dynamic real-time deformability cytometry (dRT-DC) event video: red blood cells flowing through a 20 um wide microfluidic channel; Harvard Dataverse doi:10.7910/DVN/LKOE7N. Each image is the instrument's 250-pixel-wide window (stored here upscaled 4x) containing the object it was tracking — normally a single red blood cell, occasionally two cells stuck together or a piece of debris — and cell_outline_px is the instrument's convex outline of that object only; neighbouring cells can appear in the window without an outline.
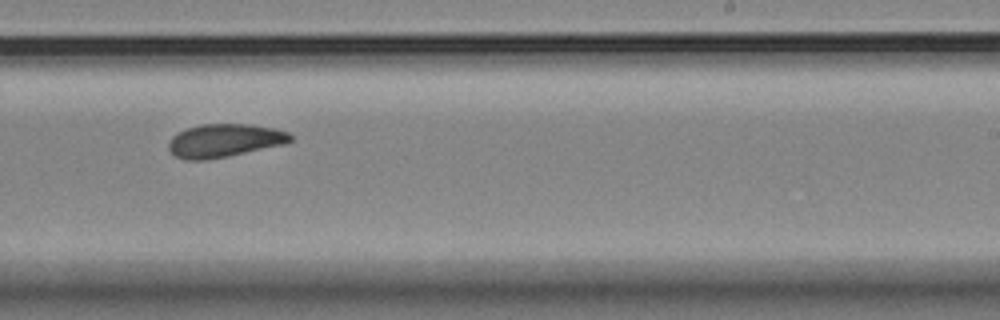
{"species": "Egyptian fruit bat (a non-hibernating species)", "species_latin": "Rousettus aegyptiacus", "temperature_condition": "room temperature", "stored_images_in_passage": 8, "camera_frame_rate_fps": 3000, "um_per_image_px": 0.085, "animal": {"sex": "female"}, "frame": {"image": 1, "passage_image": 8, "time_ms": 2.333, "image_size_px": [1000, 320], "cell_outline_px": [[292, 140], [284, 144], [228, 156], [204, 160], [184, 160], [176, 156], [168, 148], [168, 140], [176, 132], [200, 124], [252, 124], [276, 128], [288, 132], [292, 136]], "centroid_in_image_um": [19.06, 11.94], "position_along_channel_um": 269.9, "area_um2": 23.7}}